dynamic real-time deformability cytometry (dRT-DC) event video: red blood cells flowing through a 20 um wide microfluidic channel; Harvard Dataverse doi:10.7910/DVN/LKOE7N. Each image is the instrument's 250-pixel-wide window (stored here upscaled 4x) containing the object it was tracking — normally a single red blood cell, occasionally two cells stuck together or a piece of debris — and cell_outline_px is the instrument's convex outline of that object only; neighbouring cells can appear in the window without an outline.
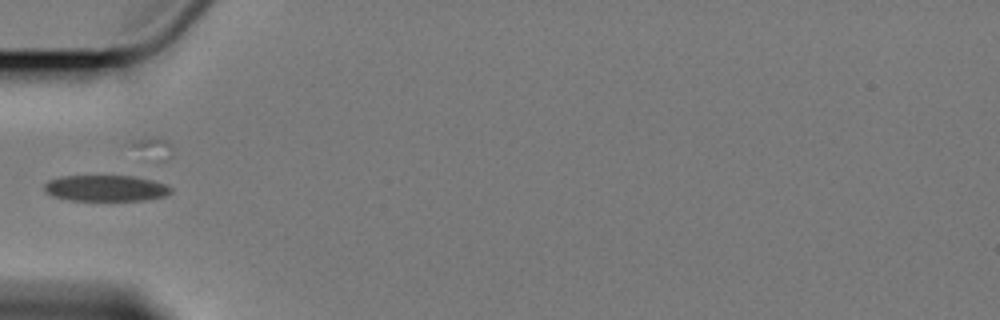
{"species": "Egyptian fruit bat (a non-hibernating species)", "species_latin": "Rousettus aegyptiacus", "temperature_condition": "cold", "stored_images_in_passage": 8, "camera_frame_rate_fps": 3000, "um_per_image_px": 0.085, "animal": {"sex": "female"}, "frame": {"image": 1, "passage_image": 6, "time_ms": 6.333, "image_size_px": [1000, 320], "cell_outline_px": [[172, 192], [164, 196], [144, 200], [68, 200], [52, 196], [44, 192], [44, 184], [48, 180], [60, 176], [132, 176], [152, 180], [164, 184], [172, 188]], "centroid_in_image_um": [8.94, 15.99], "position_along_channel_um": 76.1, "area_um2": 19.25}}
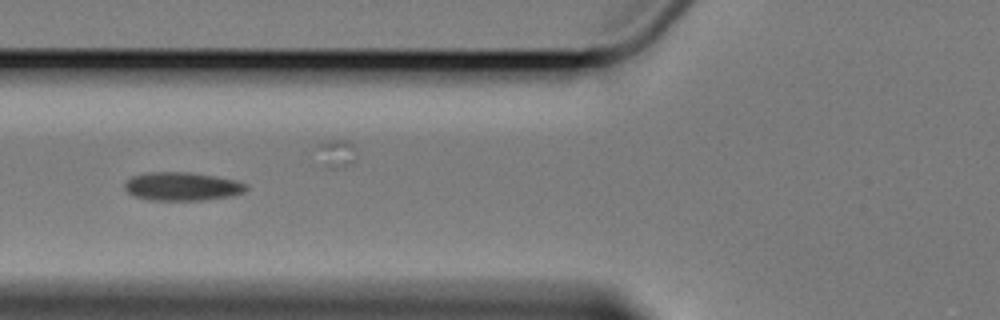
{"frame": {"image": 2, "passage_image": 7, "time_ms": 7.333, "image_size_px": [1000, 320], "cell_outline_px": [[248, 188], [244, 192], [232, 196], [204, 200], [148, 200], [136, 196], [128, 192], [124, 188], [124, 184], [132, 176], [148, 172], [192, 172], [236, 180], [248, 184]], "centroid_in_image_um": [15.51, 15.84], "position_along_channel_um": 110.3, "area_um2": 20.23}}
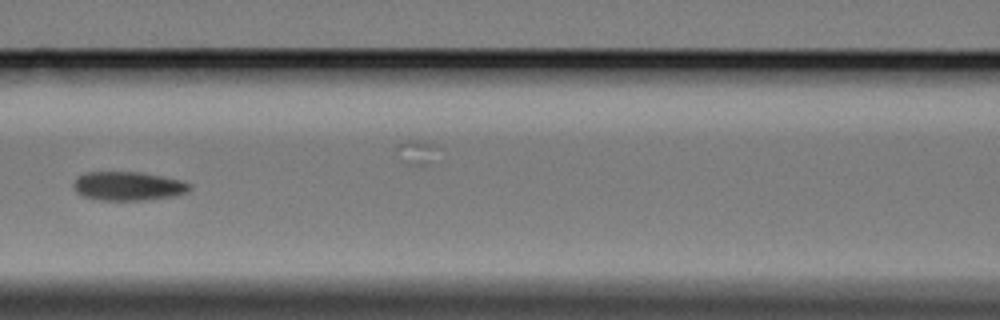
{"frame": {"image": 3, "passage_image": 8, "time_ms": 8.667, "image_size_px": [1000, 320], "cell_outline_px": [[192, 188], [176, 196], [144, 200], [100, 200], [84, 196], [76, 192], [72, 184], [76, 176], [84, 172], [144, 172], [180, 180], [188, 184]], "centroid_in_image_um": [10.84, 15.81], "position_along_channel_um": 155.8, "area_um2": 19.59}}